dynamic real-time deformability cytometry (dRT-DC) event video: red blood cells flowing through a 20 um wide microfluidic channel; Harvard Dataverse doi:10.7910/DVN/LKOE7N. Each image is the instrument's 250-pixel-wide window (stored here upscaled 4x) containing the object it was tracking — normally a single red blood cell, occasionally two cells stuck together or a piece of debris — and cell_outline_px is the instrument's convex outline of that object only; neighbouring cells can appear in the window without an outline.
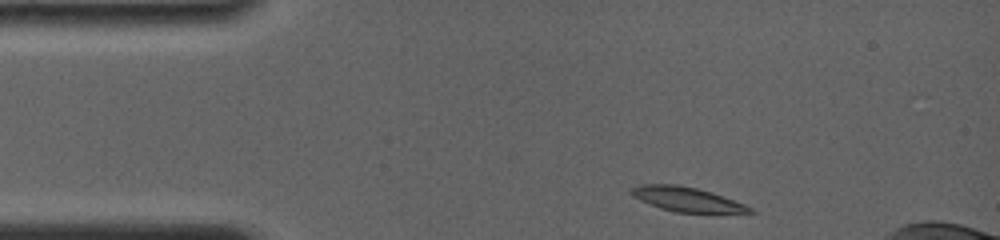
{"species": "common noctule bat (a hibernating species)", "species_latin": "Nyctalus noctula", "temperature_condition": "room temperature", "stored_images_in_passage": 51, "camera_frame_rate_fps": 4000, "um_per_image_px": 0.085, "animal": {"sex": "female", "body_mass_g": 19.0, "forearm_length_mm": 56.7}, "frame": {"image": 1, "passage_image": 1, "time_ms": 0.0, "image_size_px": [1000, 240], "cell_outline_px": [[756, 212], [676, 212], [660, 208], [640, 200], [632, 196], [628, 192], [632, 188], [640, 184], [676, 184], [696, 188], [712, 192], [744, 204], [752, 208]], "centroid_in_image_um": [58.32, 16.92], "position_along_channel_um": 26.7, "area_um2": 16.65}}
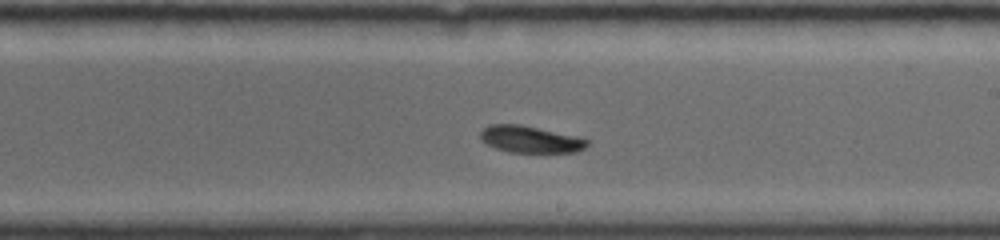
{"frame": {"image": 2, "passage_image": 29, "time_ms": 7.0, "image_size_px": [1000, 240], "cell_outline_px": [[588, 144], [584, 148], [576, 152], [508, 152], [496, 148], [480, 140], [480, 132], [488, 124], [520, 124], [576, 136], [588, 140]], "centroid_in_image_um": [45.04, 11.84], "position_along_channel_um": 244.0, "area_um2": 16.59}}
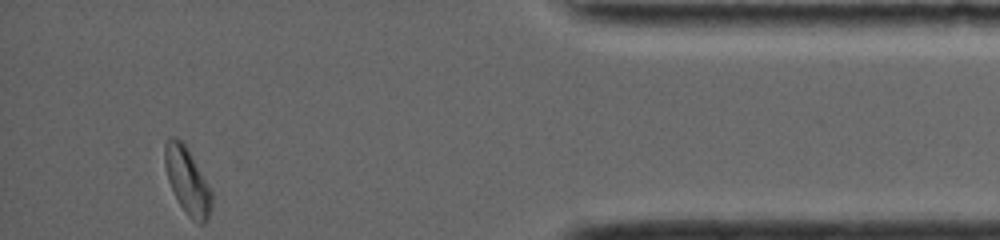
{"frame": {"image": 3, "passage_image": 51, "time_ms": 12.5, "image_size_px": [1000, 240], "cell_outline_px": [[212, 208], [208, 220], [204, 224], [196, 224], [188, 216], [180, 204], [168, 180], [164, 164], [164, 144], [168, 136], [176, 136], [184, 144], [212, 192]], "centroid_in_image_um": [15.92, 15.4], "position_along_channel_um": 419.3, "area_um2": 18.03}, "authors_computed_cell_mechanics": {"area_um2": 17.2822, "velocity_mm_per_s": 3.8471, "shape_relaxation_time_tau1_ms": 5.9711, "shape_relaxation_time_tau2_ms": 2.2457, "deformation_change_tau1": 0.1357, "deformation_change_tau2": 0.0785}}